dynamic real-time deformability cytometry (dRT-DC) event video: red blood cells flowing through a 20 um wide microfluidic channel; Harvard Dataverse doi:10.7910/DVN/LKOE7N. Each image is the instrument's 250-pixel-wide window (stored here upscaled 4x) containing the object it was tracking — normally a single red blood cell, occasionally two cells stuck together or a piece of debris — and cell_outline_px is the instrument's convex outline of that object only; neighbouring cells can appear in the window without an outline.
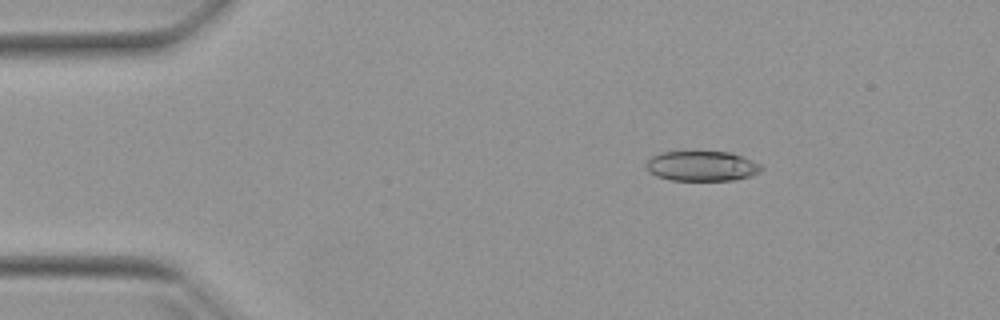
{"species": "Egyptian fruit bat (a non-hibernating species)", "species_latin": "Rousettus aegyptiacus", "temperature_condition": "warm", "stored_images_in_passage": 44, "camera_frame_rate_fps": 3000, "um_per_image_px": 0.085, "animal": {"sex": "female"}, "frame": {"image": 1, "passage_image": 4, "time_ms": 1.0, "image_size_px": [1000, 320], "cell_outline_px": [[764, 168], [760, 172], [736, 180], [672, 180], [656, 176], [648, 172], [648, 160], [652, 156], [660, 152], [728, 152], [744, 156], [760, 164]], "centroid_in_image_um": [59.68, 14.11], "position_along_channel_um": 25.3, "area_um2": 20.06}}
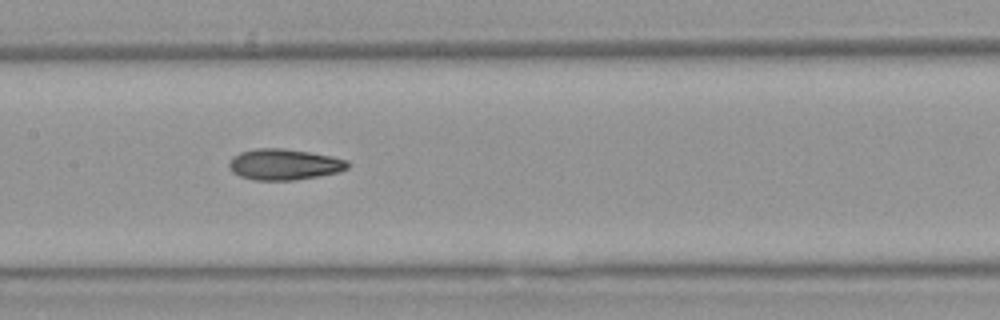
{"frame": {"image": 2, "passage_image": 21, "time_ms": 6.667, "image_size_px": [1000, 320], "cell_outline_px": [[352, 164], [348, 168], [340, 172], [296, 180], [252, 180], [240, 176], [232, 172], [228, 164], [232, 156], [240, 152], [256, 148], [284, 148], [332, 156], [348, 160]], "centroid_in_image_um": [24.17, 13.97], "position_along_channel_um": 183.2, "area_um2": 21.68}}
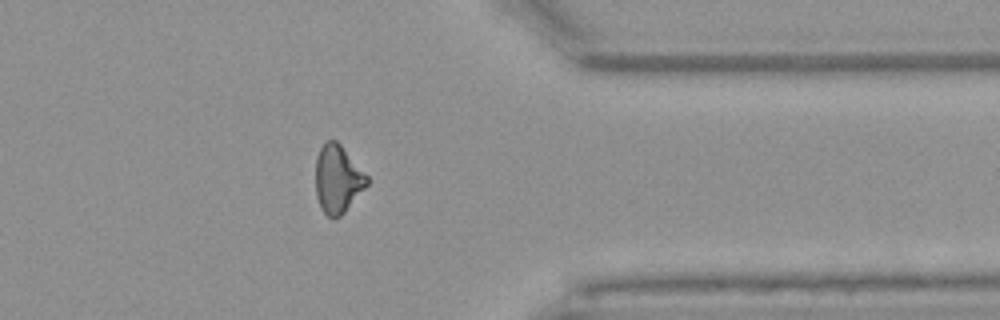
{"frame": {"image": 3, "passage_image": 37, "time_ms": 12.0, "image_size_px": [1000, 320], "cell_outline_px": [[368, 184], [344, 212], [340, 216], [332, 220], [320, 208], [316, 196], [316, 156], [320, 148], [328, 140], [336, 140], [340, 144], [368, 176]], "centroid_in_image_um": [28.69, 15.24], "position_along_channel_um": 382.7, "area_um2": 20.23}, "authors_computed_cell_mechanics": {"area_um2": 21.0392, "velocity_mm_per_s": 3.9767, "shape_relaxation_time_tau1_ms": null, "shape_relaxation_time_tau2_ms": 3.3028, "deformation_change_tau1": null, "deformation_change_tau2": 0.1145}}